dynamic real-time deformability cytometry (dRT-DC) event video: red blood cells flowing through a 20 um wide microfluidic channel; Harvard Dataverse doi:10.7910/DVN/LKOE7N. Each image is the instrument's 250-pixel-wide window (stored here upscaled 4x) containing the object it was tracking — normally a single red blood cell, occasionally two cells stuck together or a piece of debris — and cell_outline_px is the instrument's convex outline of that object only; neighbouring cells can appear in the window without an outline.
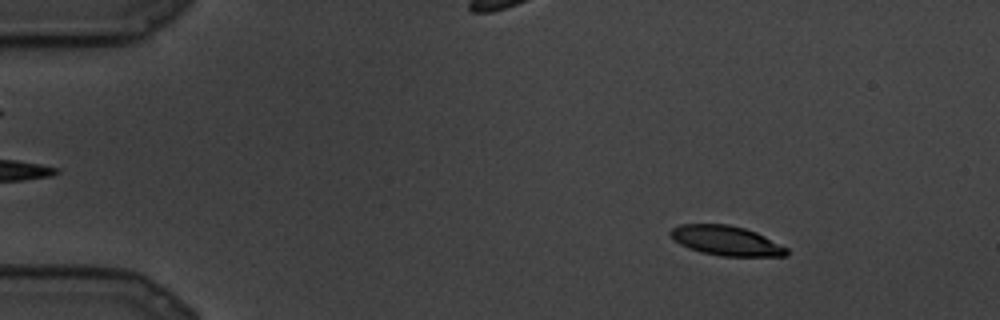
{"species": "common noctule bat (a hibernating species)", "species_latin": "Nyctalus noctula", "temperature_condition": "cold", "stored_images_in_passage": 13, "camera_frame_rate_fps": 3000, "um_per_image_px": 0.085, "animal": {"sex": "male", "body_mass_g": 19.5, "forearm_length_mm": 54.6}, "frame": {"image": 1, "passage_image": 3, "time_ms": 0.667, "image_size_px": [1000, 320], "cell_outline_px": [[788, 256], [720, 256], [700, 252], [688, 248], [680, 244], [668, 232], [672, 228], [680, 224], [728, 224], [744, 228], [756, 232], [788, 248]], "centroid_in_image_um": [61.73, 20.46], "position_along_channel_um": 23.3, "area_um2": 20.06}}
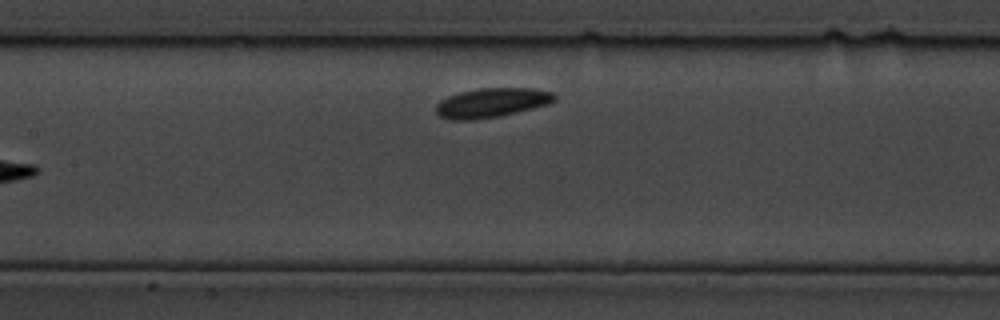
{"frame": {"image": 2, "passage_image": 13, "time_ms": 4.0, "image_size_px": [1000, 320], "cell_outline_px": [[556, 100], [548, 104], [516, 112], [496, 116], [472, 120], [452, 120], [440, 116], [436, 112], [436, 104], [440, 100], [448, 96], [460, 92], [480, 88], [536, 88], [552, 92], [556, 96]], "centroid_in_image_um": [41.79, 8.72], "position_along_channel_um": 165.6, "area_um2": 20.17}}